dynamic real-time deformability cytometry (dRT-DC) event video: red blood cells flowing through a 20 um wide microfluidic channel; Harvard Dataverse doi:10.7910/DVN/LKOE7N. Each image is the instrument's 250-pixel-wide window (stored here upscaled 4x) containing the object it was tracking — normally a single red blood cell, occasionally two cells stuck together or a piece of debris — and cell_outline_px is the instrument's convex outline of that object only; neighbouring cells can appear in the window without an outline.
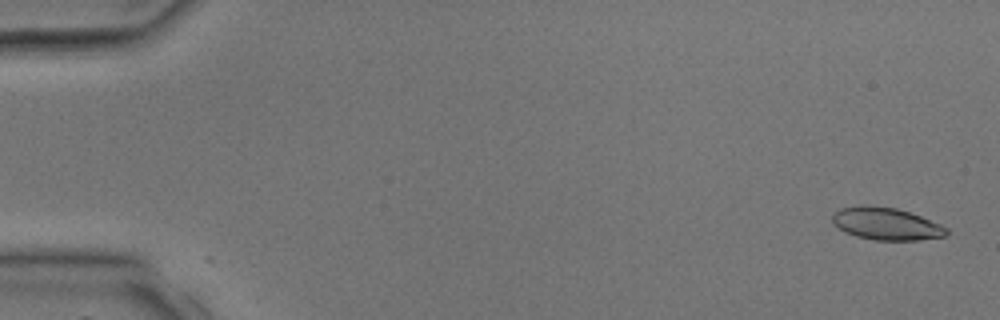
{"species": "common noctule bat (a hibernating species)", "species_latin": "Nyctalus noctula", "temperature_condition": "room temperature", "stored_images_in_passage": 4, "camera_frame_rate_fps": 3000, "um_per_image_px": 0.085, "animal": {"sex": "male", "body_mass_g": 17.9, "forearm_length_mm": 54.2}, "frame": {"image": 1, "passage_image": 1, "time_ms": 0.0, "image_size_px": [1000, 320], "cell_outline_px": [[948, 232], [944, 236], [920, 240], [876, 240], [856, 236], [844, 232], [832, 224], [832, 212], [840, 208], [860, 204], [864, 204], [896, 208], [920, 216], [940, 224], [948, 228]], "centroid_in_image_um": [75.26, 19.01], "position_along_channel_um": 9.7, "area_um2": 21.73}}
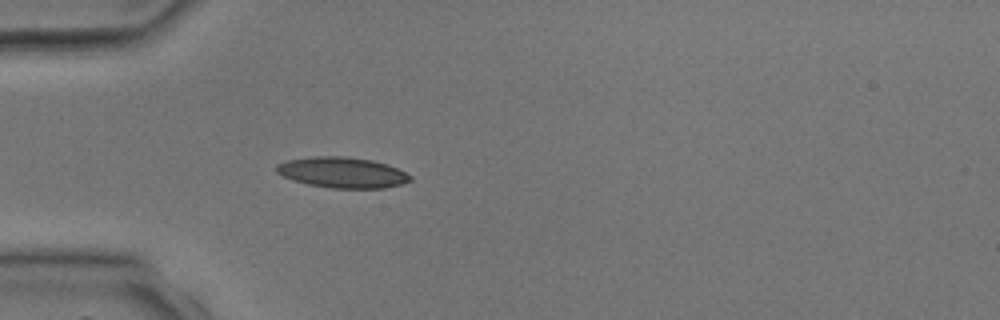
{"frame": {"image": 2, "passage_image": 4, "time_ms": 3.667, "image_size_px": [1000, 320], "cell_outline_px": [[412, 180], [400, 184], [384, 188], [332, 188], [308, 184], [292, 180], [276, 172], [276, 164], [288, 160], [312, 156], [348, 156], [372, 160], [388, 164], [412, 176]], "centroid_in_image_um": [29.09, 14.65], "position_along_channel_um": 55.9, "area_um2": 23.93}}